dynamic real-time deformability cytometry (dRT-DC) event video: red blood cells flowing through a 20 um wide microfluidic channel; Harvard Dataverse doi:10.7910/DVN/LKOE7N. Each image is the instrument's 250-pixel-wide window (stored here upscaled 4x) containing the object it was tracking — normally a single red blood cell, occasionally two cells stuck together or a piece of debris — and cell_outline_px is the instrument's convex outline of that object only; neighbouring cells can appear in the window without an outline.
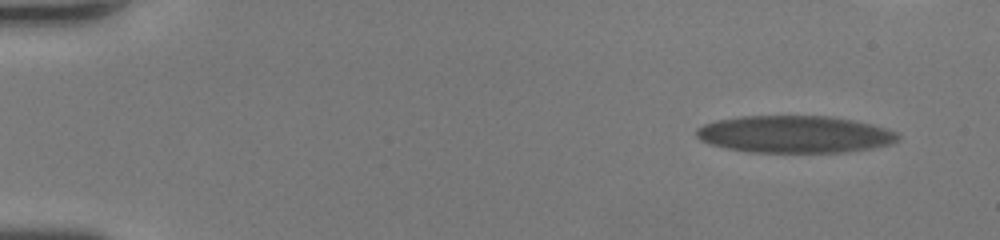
{"species": "human", "species_latin": "Homo sapiens", "temperature_condition": "room temperature", "stored_images_in_passage": 44, "camera_frame_rate_fps": 3000, "um_per_image_px": 0.085, "donor": {"sex": "female"}, "frame": {"image": 1, "passage_image": 1, "time_ms": 0.0, "image_size_px": [1000, 240], "cell_outline_px": [[900, 140], [892, 144], [872, 148], [848, 152], [748, 152], [708, 144], [700, 140], [696, 136], [696, 128], [704, 124], [716, 120], [740, 116], [828, 116], [852, 120], [872, 124], [896, 132], [900, 136]], "centroid_in_image_um": [67.54, 11.42], "position_along_channel_um": 17.5, "area_um2": 43.87}}
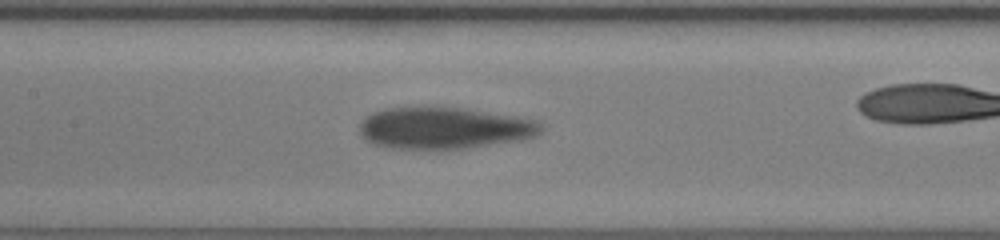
{"frame": {"image": 2, "passage_image": 24, "time_ms": 7.667, "image_size_px": [1000, 240], "cell_outline_px": [[544, 128], [536, 136], [520, 140], [464, 148], [388, 148], [372, 144], [364, 140], [360, 136], [360, 124], [364, 116], [372, 112], [384, 108], [432, 104], [516, 116], [540, 120]], "centroid_in_image_um": [37.7, 10.84], "position_along_channel_um": 169.7, "area_um2": 45.03}}
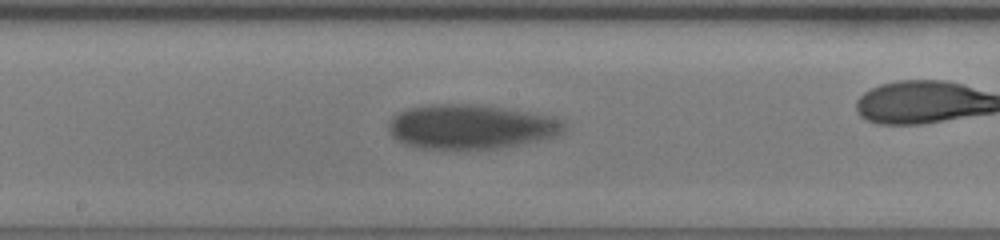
{"frame": {"image": 3, "passage_image": 27, "time_ms": 8.667, "image_size_px": [1000, 240], "cell_outline_px": [[564, 128], [556, 136], [524, 144], [496, 148], [420, 148], [404, 144], [396, 140], [388, 132], [388, 124], [392, 116], [408, 108], [432, 104], [480, 104], [552, 116], [564, 124]], "centroid_in_image_um": [39.97, 10.76], "position_along_channel_um": 208.2, "area_um2": 45.26}, "authors_computed_cell_mechanics": {"area_um2": 45.0262, "velocity_mm_per_s": 3.8543, "shape_relaxation_time_tau1_ms": 7.0359, "shape_relaxation_time_tau2_ms": null, "deformation_change_tau1": 0.2096, "deformation_change_tau2": null}}